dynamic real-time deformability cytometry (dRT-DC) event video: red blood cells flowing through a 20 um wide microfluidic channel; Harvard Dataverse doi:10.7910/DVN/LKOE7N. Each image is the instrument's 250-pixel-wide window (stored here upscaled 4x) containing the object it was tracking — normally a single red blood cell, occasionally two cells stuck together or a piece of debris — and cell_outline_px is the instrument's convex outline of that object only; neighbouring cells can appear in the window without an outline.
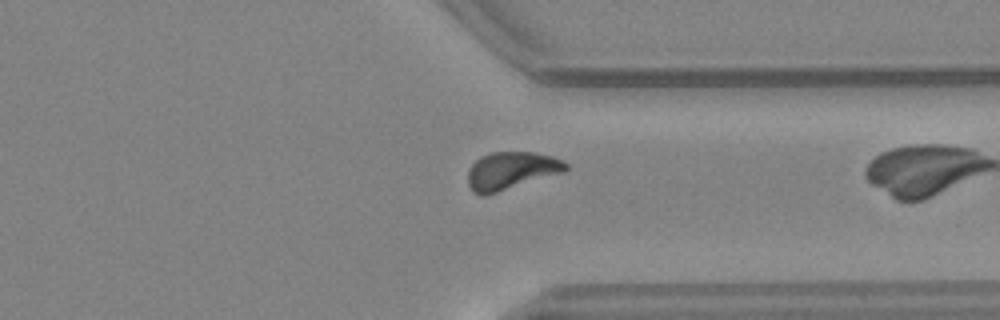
{"species": "common noctule bat (a hibernating species)", "species_latin": "Nyctalus noctula", "temperature_condition": "warm", "stored_images_in_passage": 42, "camera_frame_rate_fps": 3000, "um_per_image_px": 0.085, "animal": {"sex": "female", "body_mass_g": 24.6, "forearm_length_mm": 56.2}, "frame": {"image": 1, "passage_image": 41, "time_ms": 13.333, "image_size_px": [1000, 320], "cell_outline_px": [[568, 168], [564, 172], [484, 196], [480, 196], [472, 192], [468, 184], [468, 168], [480, 156], [492, 152], [532, 152], [552, 156], [564, 160], [568, 164]], "centroid_in_image_um": [43.43, 14.51], "position_along_channel_um": 368.0, "area_um2": 21.62}}